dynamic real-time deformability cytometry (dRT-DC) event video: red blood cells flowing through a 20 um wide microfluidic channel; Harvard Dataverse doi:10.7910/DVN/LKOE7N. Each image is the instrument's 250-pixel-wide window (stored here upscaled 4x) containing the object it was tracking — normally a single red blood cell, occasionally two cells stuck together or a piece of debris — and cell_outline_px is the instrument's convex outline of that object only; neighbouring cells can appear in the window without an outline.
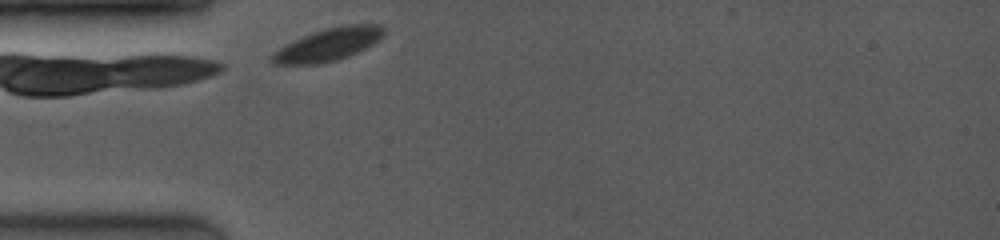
{"species": "common noctule bat (a hibernating species)", "species_latin": "Nyctalus noctula", "temperature_condition": "room temperature", "stored_images_in_passage": 3, "camera_frame_rate_fps": 4000, "um_per_image_px": 0.085, "animal": {"sex": "female", "body_mass_g": 19.0, "forearm_length_mm": 53.3}, "frame": {"image": 1, "passage_image": 1, "time_ms": 0.0, "image_size_px": [1000, 240], "cell_outline_px": [[384, 32], [372, 44], [348, 56], [336, 60], [312, 64], [276, 64], [268, 60], [268, 56], [280, 48], [312, 32], [328, 28], [348, 24], [376, 24], [384, 28]], "centroid_in_image_um": [27.86, 3.79], "position_along_channel_um": 57.1, "area_um2": 20.63}}